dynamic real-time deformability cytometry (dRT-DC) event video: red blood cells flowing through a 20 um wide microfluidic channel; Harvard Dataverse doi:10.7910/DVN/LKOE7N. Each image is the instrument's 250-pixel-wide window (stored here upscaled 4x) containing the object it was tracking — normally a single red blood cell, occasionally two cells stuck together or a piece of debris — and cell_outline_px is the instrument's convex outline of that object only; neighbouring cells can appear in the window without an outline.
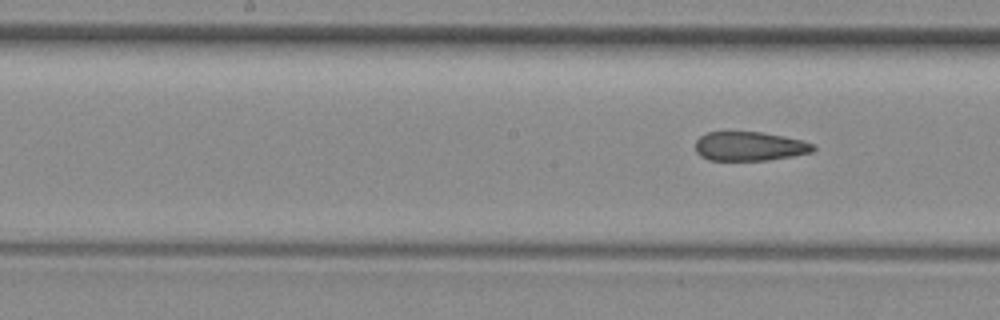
{"species": "common noctule bat (a hibernating species)", "species_latin": "Nyctalus noctula", "temperature_condition": "room temperature", "stored_images_in_passage": 10, "segment_of_instrument_passage": [2, 2], "camera_frame_rate_fps": 3000, "um_per_image_px": 0.085, "animal": {"sex": "female", "body_mass_g": 29.2, "forearm_length_mm": 56.3}, "frame": {"image": 1, "passage_image": 10, "time_ms": 11.333, "image_size_px": [1000, 320], "cell_outline_px": [[816, 148], [812, 152], [792, 156], [768, 160], [708, 160], [700, 156], [696, 152], [696, 140], [700, 136], [708, 132], [760, 132], [784, 136], [816, 144]], "centroid_in_image_um": [63.72, 12.43], "position_along_channel_um": 184.5, "area_um2": 20.0}}